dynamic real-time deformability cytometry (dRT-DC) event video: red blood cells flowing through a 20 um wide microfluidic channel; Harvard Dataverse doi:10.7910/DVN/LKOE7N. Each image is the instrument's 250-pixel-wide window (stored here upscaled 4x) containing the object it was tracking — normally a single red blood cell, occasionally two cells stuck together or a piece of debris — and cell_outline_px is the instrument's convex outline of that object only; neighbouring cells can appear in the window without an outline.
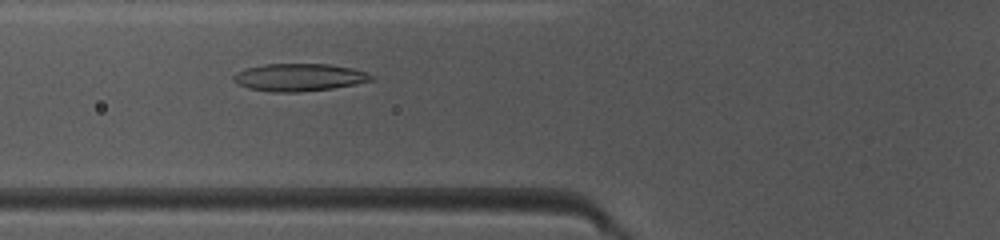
{"species": "common noctule bat (a hibernating species)", "species_latin": "Nyctalus noctula", "temperature_condition": "warm", "stored_images_in_passage": 41, "camera_frame_rate_fps": 3000, "um_per_image_px": 0.085, "animal": {"sex": "female", "body_mass_g": 10.0, "forearm_length_mm": 53.1}, "frame": {"image": 1, "passage_image": 18, "time_ms": 5.667, "image_size_px": [1000, 240], "cell_outline_px": [[376, 80], [356, 84], [332, 88], [300, 92], [272, 92], [248, 88], [236, 84], [232, 80], [232, 76], [236, 72], [248, 68], [264, 64], [328, 64], [352, 68], [368, 72], [376, 76]], "centroid_in_image_um": [25.46, 6.58], "position_along_channel_um": 100.3, "area_um2": 22.37}}
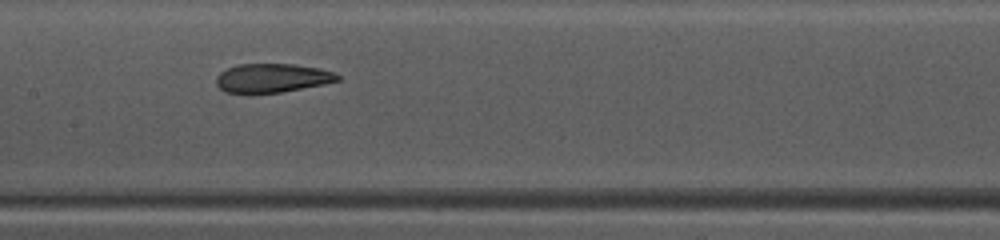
{"frame": {"image": 2, "passage_image": 24, "time_ms": 7.667, "image_size_px": [1000, 240], "cell_outline_px": [[340, 80], [324, 84], [280, 92], [224, 92], [216, 84], [216, 76], [220, 72], [236, 64], [292, 64], [320, 68], [332, 72], [340, 76]], "centroid_in_image_um": [23.13, 6.61], "position_along_channel_um": 184.3, "area_um2": 20.17}}
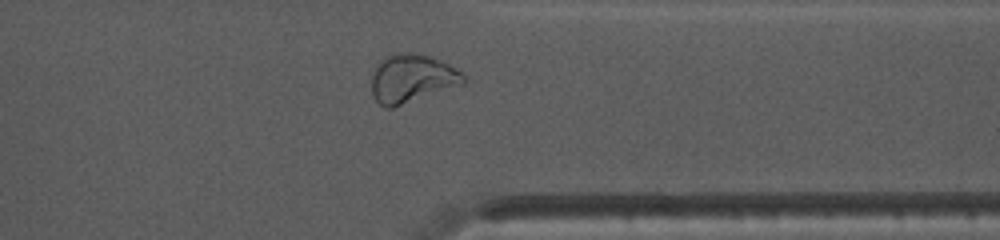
{"frame": {"image": 3, "passage_image": 38, "time_ms": 12.333, "image_size_px": [1000, 240], "cell_outline_px": [[468, 80], [464, 84], [392, 108], [388, 108], [380, 104], [372, 96], [372, 72], [380, 60], [384, 56], [392, 52], [416, 52], [432, 56], [444, 60], [456, 68]], "centroid_in_image_um": [35.02, 6.63], "position_along_channel_um": 376.4, "area_um2": 26.47}, "authors_computed_cell_mechanics": {"area_um2": 22.3686, "velocity_mm_per_s": 4.1533, "shape_relaxation_time_tau1_ms": 8.9004, "shape_relaxation_time_tau2_ms": 1.3849, "deformation_change_tau1": 0.2299, "deformation_change_tau2": 0.0779}}